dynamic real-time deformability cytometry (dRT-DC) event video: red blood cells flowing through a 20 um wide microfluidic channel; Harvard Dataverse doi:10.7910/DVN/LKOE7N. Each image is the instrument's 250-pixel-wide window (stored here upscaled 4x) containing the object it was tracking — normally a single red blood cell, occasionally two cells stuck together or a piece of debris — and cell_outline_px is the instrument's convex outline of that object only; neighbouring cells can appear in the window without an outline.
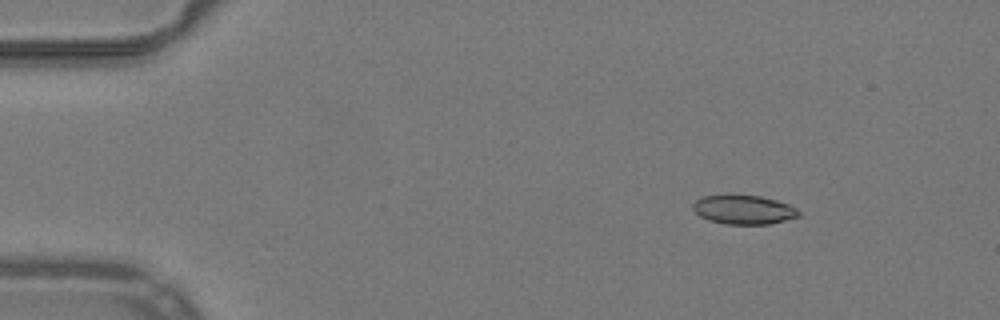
{"species": "common noctule bat (a hibernating species)", "species_latin": "Nyctalus noctula", "temperature_condition": "warm", "stored_images_in_passage": 49, "camera_frame_rate_fps": 3000, "um_per_image_px": 0.085, "animal": {"sex": "male", "body_mass_g": 19.2, "forearm_length_mm": 51.8}, "frame": {"image": 1, "passage_image": 4, "time_ms": 1.0, "image_size_px": [1000, 320], "cell_outline_px": [[800, 216], [768, 224], [724, 224], [708, 220], [700, 216], [692, 208], [692, 204], [696, 200], [704, 196], [760, 196], [776, 200], [788, 204], [796, 208], [800, 212]], "centroid_in_image_um": [63.21, 17.84], "position_along_channel_um": 21.8, "area_um2": 17.63}}
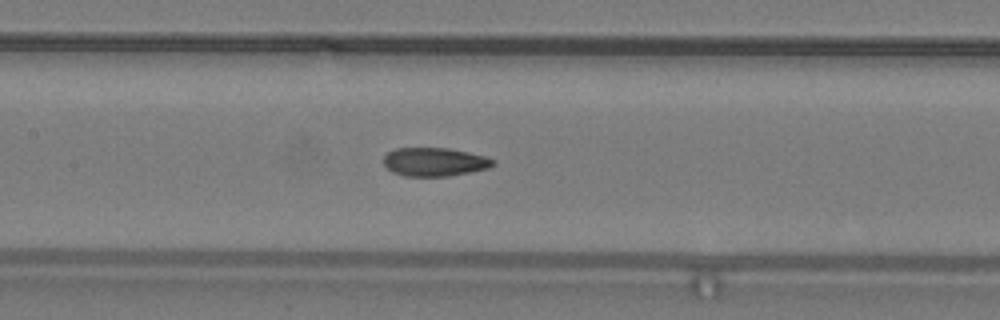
{"frame": {"image": 2, "passage_image": 22, "time_ms": 7.0, "image_size_px": [1000, 320], "cell_outline_px": [[496, 164], [488, 168], [448, 176], [404, 176], [392, 172], [384, 164], [384, 156], [388, 152], [396, 148], [448, 148], [468, 152], [484, 156], [496, 160]], "centroid_in_image_um": [36.94, 13.76], "position_along_channel_um": 170.5, "area_um2": 18.15}}
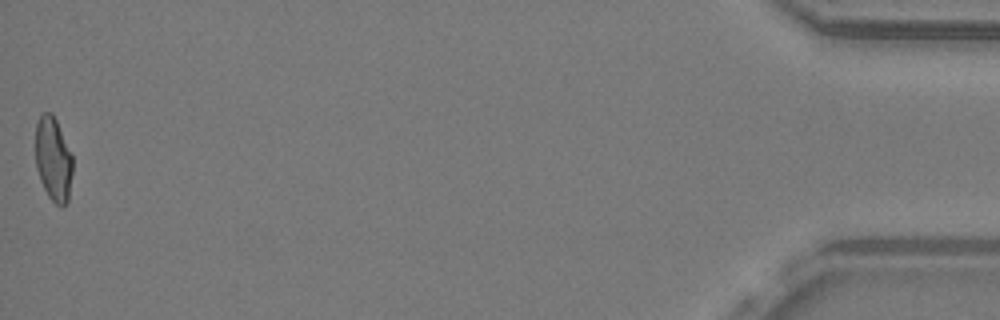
{"frame": {"image": 3, "passage_image": 49, "time_ms": 16.0, "image_size_px": [1000, 320], "cell_outline_px": [[72, 172], [68, 200], [64, 204], [56, 204], [48, 196], [40, 180], [36, 168], [36, 124], [40, 112], [52, 112], [56, 120], [72, 156]], "centroid_in_image_um": [4.51, 13.49], "position_along_channel_um": 430.7, "area_um2": 18.03}, "authors_computed_cell_mechanics": {"area_um2": 18.6694, "velocity_mm_per_s": 3.9918, "shape_relaxation_time_tau1_ms": null, "shape_relaxation_time_tau2_ms": 1.721, "deformation_change_tau1": null, "deformation_change_tau2": 0.0844}}